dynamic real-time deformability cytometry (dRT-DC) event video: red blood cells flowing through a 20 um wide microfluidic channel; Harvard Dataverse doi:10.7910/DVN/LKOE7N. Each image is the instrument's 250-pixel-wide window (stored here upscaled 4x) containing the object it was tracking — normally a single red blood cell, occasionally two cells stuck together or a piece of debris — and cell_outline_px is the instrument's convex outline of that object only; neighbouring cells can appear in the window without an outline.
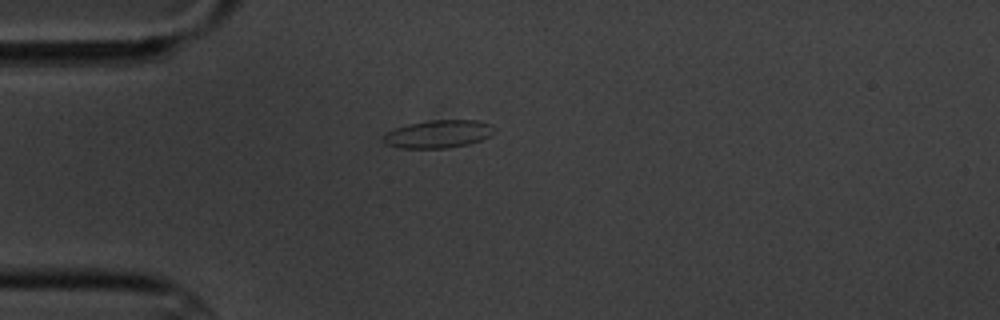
{"species": "common noctule bat (a hibernating species)", "species_latin": "Nyctalus noctula", "temperature_condition": "cold", "stored_images_in_passage": 1, "camera_frame_rate_fps": 3000, "um_per_image_px": 0.085, "animal": {"sex": "male", "body_mass_g": 20.1, "forearm_length_mm": 53.5}, "frame": {"image": 1, "passage_image": 1, "time_ms": 0.0, "image_size_px": [1000, 320], "cell_outline_px": [[496, 132], [480, 140], [468, 144], [448, 148], [400, 148], [388, 144], [380, 140], [380, 136], [396, 128], [408, 124], [432, 120], [476, 120], [488, 124], [496, 128]], "centroid_in_image_um": [37.23, 11.39], "position_along_channel_um": 47.8, "area_um2": 17.98}}